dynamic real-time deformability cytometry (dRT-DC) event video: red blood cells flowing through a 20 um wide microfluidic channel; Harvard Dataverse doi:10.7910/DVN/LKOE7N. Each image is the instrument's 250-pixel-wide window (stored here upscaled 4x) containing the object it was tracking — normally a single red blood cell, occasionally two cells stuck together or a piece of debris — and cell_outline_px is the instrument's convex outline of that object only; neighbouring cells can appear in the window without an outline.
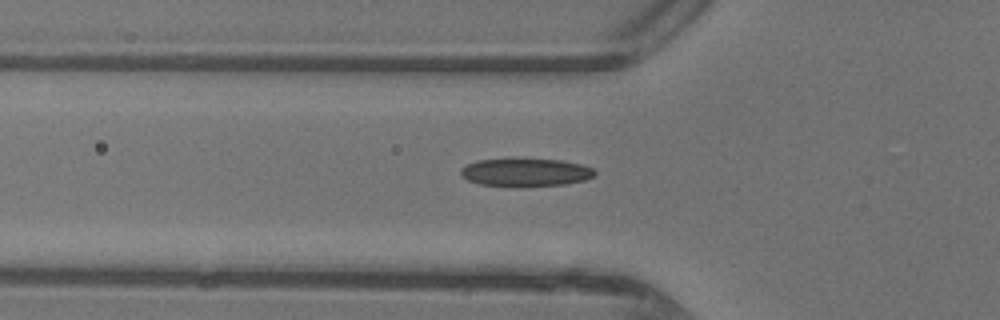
{"species": "common noctule bat (a hibernating species)", "species_latin": "Nyctalus noctula", "temperature_condition": "warm", "stored_images_in_passage": 35, "camera_frame_rate_fps": 3000, "um_per_image_px": 0.085, "animal": {"sex": "female"}, "frame": {"image": 1, "passage_image": 3, "time_ms": 0.667, "image_size_px": [1000, 320], "cell_outline_px": [[596, 172], [592, 176], [584, 180], [564, 184], [480, 184], [468, 180], [460, 176], [460, 168], [476, 160], [516, 156], [524, 156], [560, 160], [580, 164], [592, 168]], "centroid_in_image_um": [44.61, 14.55], "position_along_channel_um": 81.2, "area_um2": 21.91}}
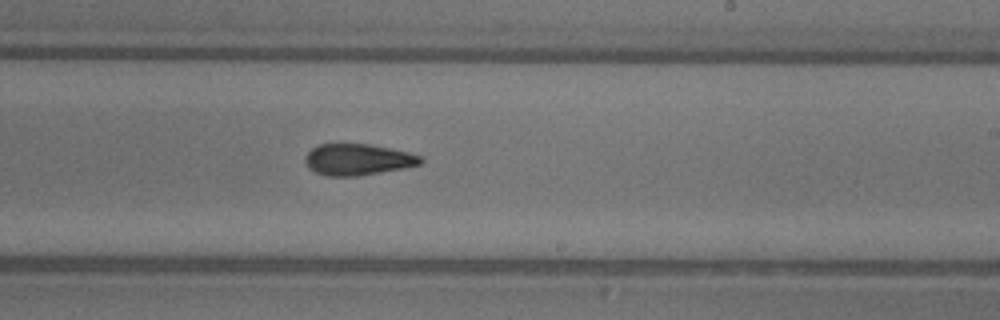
{"frame": {"image": 2, "passage_image": 15, "time_ms": 4.667, "image_size_px": [1000, 320], "cell_outline_px": [[424, 160], [420, 164], [404, 168], [356, 176], [328, 176], [316, 172], [308, 168], [304, 160], [304, 156], [312, 148], [320, 144], [368, 144], [408, 152], [424, 156]], "centroid_in_image_um": [30.41, 13.56], "position_along_channel_um": 258.6, "area_um2": 21.04}}
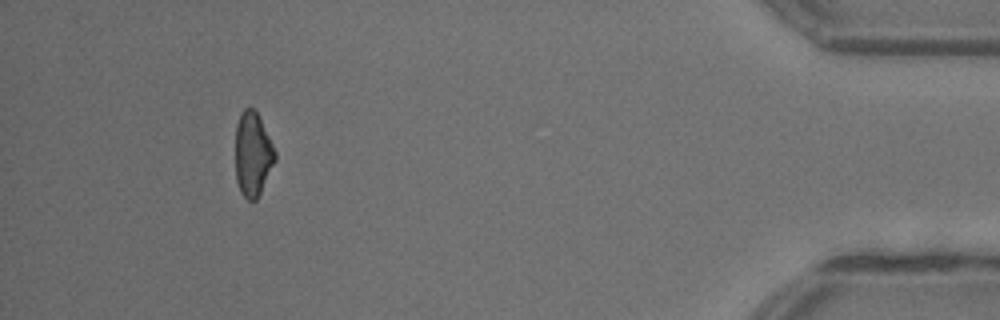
{"frame": {"image": 3, "passage_image": 30, "time_ms": 9.667, "image_size_px": [1000, 320], "cell_outline_px": [[276, 160], [256, 200], [248, 200], [240, 192], [236, 180], [236, 124], [240, 112], [244, 108], [252, 108], [256, 112], [276, 152]], "centroid_in_image_um": [21.47, 13.11], "position_along_channel_um": 413.7, "area_um2": 19.19}}